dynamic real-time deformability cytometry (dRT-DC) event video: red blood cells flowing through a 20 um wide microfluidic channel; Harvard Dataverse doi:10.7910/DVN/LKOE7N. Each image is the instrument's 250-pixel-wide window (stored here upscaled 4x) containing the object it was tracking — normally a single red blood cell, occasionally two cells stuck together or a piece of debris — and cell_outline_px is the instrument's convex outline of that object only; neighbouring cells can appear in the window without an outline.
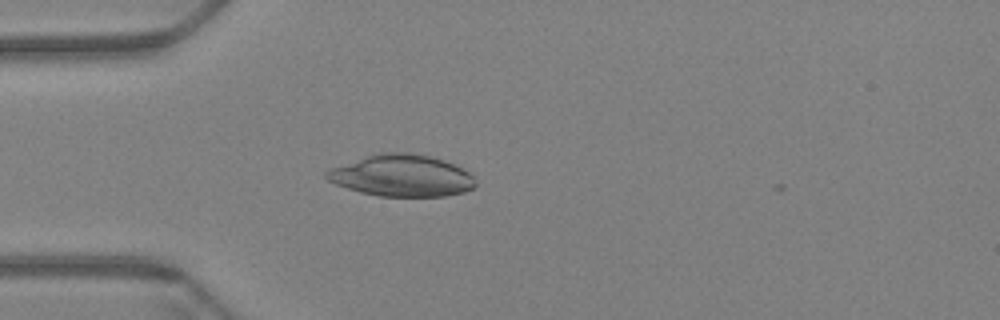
{"species": "Egyptian fruit bat (a non-hibernating species)", "species_latin": "Rousettus aegyptiacus", "temperature_condition": "warm", "stored_images_in_passage": 4, "camera_frame_rate_fps": 3000, "um_per_image_px": 0.085, "animal": {"sex": "female"}, "frame": {"image": 1, "passage_image": 2, "time_ms": 0.333, "image_size_px": [1000, 320], "cell_outline_px": [[476, 188], [464, 192], [444, 196], [380, 196], [360, 192], [336, 184], [328, 180], [324, 176], [324, 172], [332, 168], [380, 152], [408, 152], [428, 156], [444, 160], [468, 172], [472, 176], [476, 184]], "centroid_in_image_um": [34.16, 14.94], "position_along_channel_um": 50.8, "area_um2": 35.84}}